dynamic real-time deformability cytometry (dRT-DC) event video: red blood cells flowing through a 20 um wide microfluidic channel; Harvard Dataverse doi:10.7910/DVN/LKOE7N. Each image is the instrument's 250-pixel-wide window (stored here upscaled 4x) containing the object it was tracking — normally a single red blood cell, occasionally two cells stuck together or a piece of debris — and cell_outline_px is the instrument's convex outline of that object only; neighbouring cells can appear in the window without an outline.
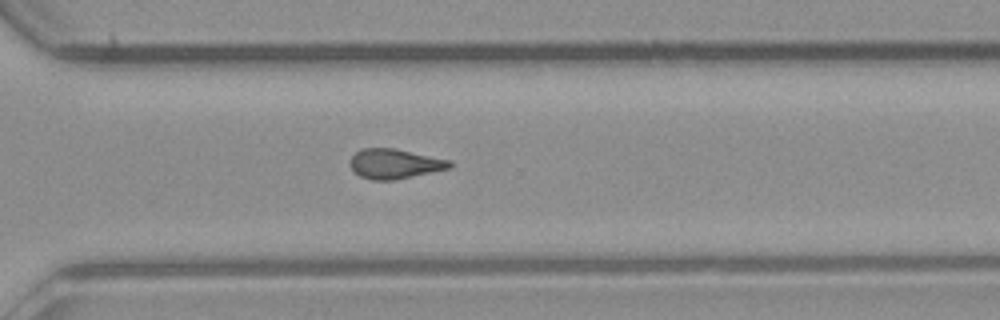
{"species": "common noctule bat (a hibernating species)", "species_latin": "Nyctalus noctula", "temperature_condition": "room temperature", "stored_images_in_passage": 10, "segment_of_instrument_passage": [2, 2], "camera_frame_rate_fps": 3000, "um_per_image_px": 0.085, "animal": {"sex": "male", "body_mass_g": 23.1, "forearm_length_mm": 52.7}, "frame": {"image": 1, "passage_image": 10, "time_ms": 3.0, "image_size_px": [1000, 320], "cell_outline_px": [[452, 168], [396, 180], [372, 180], [360, 176], [348, 164], [348, 160], [360, 148], [392, 148], [452, 160]], "centroid_in_image_um": [33.55, 13.92], "position_along_channel_um": 337.0, "area_um2": 17.46}}